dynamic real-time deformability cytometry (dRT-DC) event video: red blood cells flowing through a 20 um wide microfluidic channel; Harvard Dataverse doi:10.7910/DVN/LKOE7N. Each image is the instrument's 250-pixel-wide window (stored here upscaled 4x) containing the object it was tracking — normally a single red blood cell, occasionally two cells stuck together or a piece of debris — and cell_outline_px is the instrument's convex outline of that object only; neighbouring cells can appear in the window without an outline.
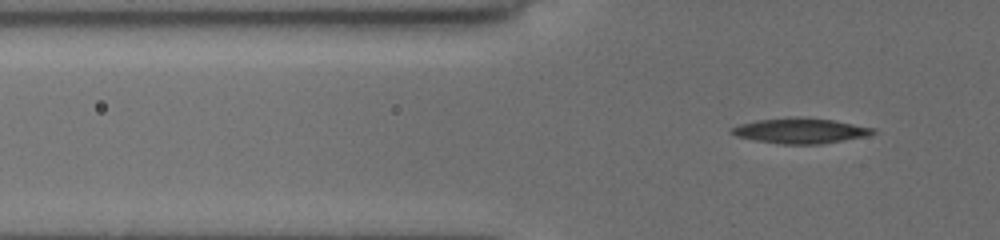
{"species": "common noctule bat (a hibernating species)", "species_latin": "Nyctalus noctula", "temperature_condition": "cold", "stored_images_in_passage": 50, "camera_frame_rate_fps": 3000, "um_per_image_px": 0.085, "animal": {"sex": "female", "body_mass_g": 19.5, "forearm_length_mm": 54.1}, "frame": {"image": 1, "passage_image": 18, "time_ms": 5.667, "image_size_px": [1000, 240], "cell_outline_px": [[876, 132], [868, 136], [820, 144], [780, 144], [756, 140], [736, 136], [728, 132], [732, 128], [740, 124], [760, 120], [832, 120], [876, 128]], "centroid_in_image_um": [68.07, 11.17], "position_along_channel_um": 57.7, "area_um2": 19.71}}
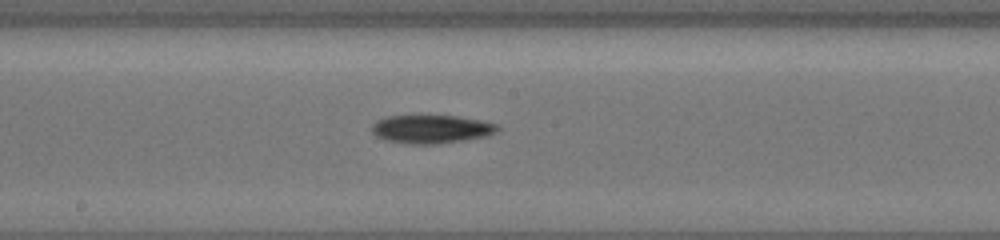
{"frame": {"image": 2, "passage_image": 31, "time_ms": 10.0, "image_size_px": [1000, 240], "cell_outline_px": [[500, 128], [484, 136], [440, 144], [408, 144], [388, 140], [376, 136], [372, 132], [372, 124], [376, 120], [388, 116], [456, 116], [480, 120], [496, 124]], "centroid_in_image_um": [36.6, 10.97], "position_along_channel_um": 211.6, "area_um2": 20.46}}
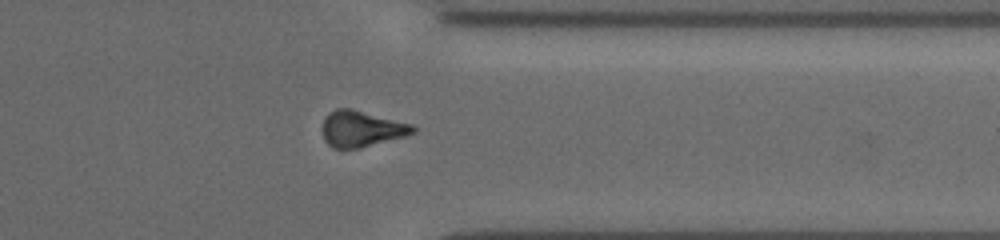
{"frame": {"image": 3, "passage_image": 44, "time_ms": 14.333, "image_size_px": [1000, 240], "cell_outline_px": [[416, 132], [408, 136], [360, 148], [332, 148], [324, 140], [324, 120], [328, 112], [336, 108], [348, 108], [412, 124], [416, 128]], "centroid_in_image_um": [30.76, 10.96], "position_along_channel_um": 380.6, "area_um2": 18.9}}